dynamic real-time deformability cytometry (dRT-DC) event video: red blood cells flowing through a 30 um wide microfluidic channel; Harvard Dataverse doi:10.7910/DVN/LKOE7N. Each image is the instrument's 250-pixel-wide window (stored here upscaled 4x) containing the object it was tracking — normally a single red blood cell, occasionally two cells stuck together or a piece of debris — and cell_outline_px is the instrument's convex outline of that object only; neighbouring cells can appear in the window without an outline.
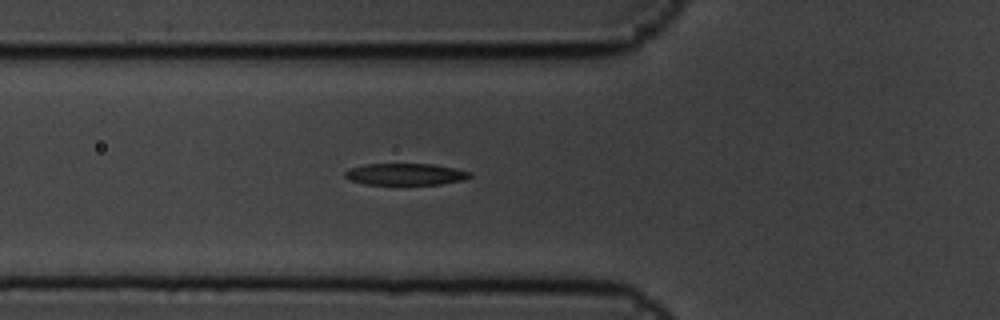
{"species": "common noctule bat (a hibernating species)", "species_latin": "Nyctalus noctula", "temperature_condition": "cold", "stored_images_in_passage": 6, "segment_of_instrument_passage": [1, 2], "camera_frame_rate_fps": 3000, "um_per_image_px": 0.085, "animal": {"sex": "male", "body_mass_g": 19.5, "forearm_length_mm": 54.6}, "frame": {"image": 1, "passage_image": 5, "time_ms": 1.333, "image_size_px": [1000, 320], "cell_outline_px": [[472, 176], [464, 180], [440, 184], [364, 184], [352, 180], [344, 176], [344, 172], [348, 168], [364, 164], [432, 164], [472, 172]], "centroid_in_image_um": [34.45, 14.8], "position_along_channel_um": 91.4, "area_um2": 15.72}}